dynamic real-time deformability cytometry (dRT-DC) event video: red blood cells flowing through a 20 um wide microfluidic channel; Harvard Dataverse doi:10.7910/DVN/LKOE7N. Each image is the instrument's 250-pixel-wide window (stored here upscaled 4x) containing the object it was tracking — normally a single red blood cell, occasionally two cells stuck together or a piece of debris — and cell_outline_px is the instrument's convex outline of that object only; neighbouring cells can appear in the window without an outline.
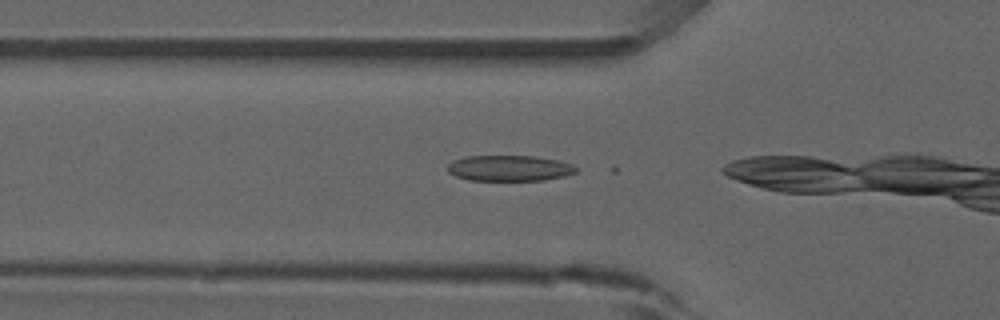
{"species": "common noctule bat (a hibernating species)", "species_latin": "Nyctalus noctula", "temperature_condition": "room temperature", "stored_images_in_passage": 10, "camera_frame_rate_fps": 3000, "um_per_image_px": 0.085, "animal": {"sex": "male", "forearm_length_mm": 52.5}, "frame": {"image": 1, "passage_image": 8, "time_ms": 2.333, "image_size_px": [1000, 320], "cell_outline_px": [[580, 168], [576, 172], [564, 176], [544, 180], [468, 180], [456, 176], [448, 172], [448, 164], [452, 160], [464, 156], [536, 156], [556, 160], [572, 164]], "centroid_in_image_um": [43.3, 14.29], "position_along_channel_um": 82.5, "area_um2": 19.36}}